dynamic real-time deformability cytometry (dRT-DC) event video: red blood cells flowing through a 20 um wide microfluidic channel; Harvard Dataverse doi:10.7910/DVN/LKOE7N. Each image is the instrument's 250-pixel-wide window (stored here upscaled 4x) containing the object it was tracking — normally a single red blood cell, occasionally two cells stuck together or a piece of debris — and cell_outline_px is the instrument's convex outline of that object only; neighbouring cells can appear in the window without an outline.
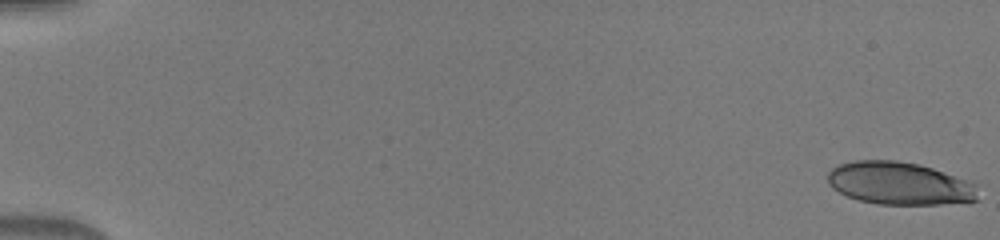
{"species": "human", "species_latin": "Homo sapiens", "temperature_condition": "warm", "stored_images_in_passage": 12, "camera_frame_rate_fps": 3000, "um_per_image_px": 0.085, "donor": {"sex": "male"}, "frame": {"image": 1, "passage_image": 1, "time_ms": 0.0, "image_size_px": [1000, 240], "cell_outline_px": [[976, 200], [968, 204], [876, 204], [860, 200], [848, 196], [832, 188], [828, 184], [828, 172], [832, 168], [840, 164], [852, 160], [896, 160], [920, 164], [932, 168], [976, 184]], "centroid_in_image_um": [76.45, 15.59], "position_along_channel_um": 8.5, "area_um2": 37.51}}